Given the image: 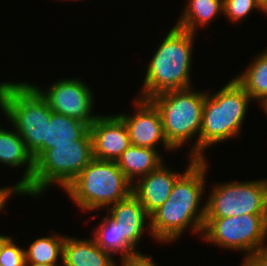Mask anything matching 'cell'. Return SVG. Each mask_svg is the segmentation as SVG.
I'll list each match as a JSON object with an SVG mask.
<instances>
[{"instance_id": "obj_6", "label": "cell", "mask_w": 267, "mask_h": 266, "mask_svg": "<svg viewBox=\"0 0 267 266\" xmlns=\"http://www.w3.org/2000/svg\"><path fill=\"white\" fill-rule=\"evenodd\" d=\"M93 142L90 131L71 145H52L36 161L30 184L24 189L26 196L40 197L52 184L64 189L90 163Z\"/></svg>"}, {"instance_id": "obj_16", "label": "cell", "mask_w": 267, "mask_h": 266, "mask_svg": "<svg viewBox=\"0 0 267 266\" xmlns=\"http://www.w3.org/2000/svg\"><path fill=\"white\" fill-rule=\"evenodd\" d=\"M0 163L17 169L26 165L27 168L17 184L23 189L30 184L34 174L35 161L15 129L6 130L0 126Z\"/></svg>"}, {"instance_id": "obj_19", "label": "cell", "mask_w": 267, "mask_h": 266, "mask_svg": "<svg viewBox=\"0 0 267 266\" xmlns=\"http://www.w3.org/2000/svg\"><path fill=\"white\" fill-rule=\"evenodd\" d=\"M89 131L90 126L85 122L52 111L47 123L44 152L52 145H71L72 141L82 139Z\"/></svg>"}, {"instance_id": "obj_31", "label": "cell", "mask_w": 267, "mask_h": 266, "mask_svg": "<svg viewBox=\"0 0 267 266\" xmlns=\"http://www.w3.org/2000/svg\"><path fill=\"white\" fill-rule=\"evenodd\" d=\"M25 266H58V264H43V263L25 262Z\"/></svg>"}, {"instance_id": "obj_21", "label": "cell", "mask_w": 267, "mask_h": 266, "mask_svg": "<svg viewBox=\"0 0 267 266\" xmlns=\"http://www.w3.org/2000/svg\"><path fill=\"white\" fill-rule=\"evenodd\" d=\"M176 26L196 34L197 28L207 27L215 17L223 14V0H187Z\"/></svg>"}, {"instance_id": "obj_24", "label": "cell", "mask_w": 267, "mask_h": 266, "mask_svg": "<svg viewBox=\"0 0 267 266\" xmlns=\"http://www.w3.org/2000/svg\"><path fill=\"white\" fill-rule=\"evenodd\" d=\"M255 8L264 12L255 0H223V14L232 22H241Z\"/></svg>"}, {"instance_id": "obj_32", "label": "cell", "mask_w": 267, "mask_h": 266, "mask_svg": "<svg viewBox=\"0 0 267 266\" xmlns=\"http://www.w3.org/2000/svg\"><path fill=\"white\" fill-rule=\"evenodd\" d=\"M242 265L241 266H248V264H247V259H243V262L241 263Z\"/></svg>"}, {"instance_id": "obj_8", "label": "cell", "mask_w": 267, "mask_h": 266, "mask_svg": "<svg viewBox=\"0 0 267 266\" xmlns=\"http://www.w3.org/2000/svg\"><path fill=\"white\" fill-rule=\"evenodd\" d=\"M210 191L205 218L267 214V178L217 183Z\"/></svg>"}, {"instance_id": "obj_29", "label": "cell", "mask_w": 267, "mask_h": 266, "mask_svg": "<svg viewBox=\"0 0 267 266\" xmlns=\"http://www.w3.org/2000/svg\"><path fill=\"white\" fill-rule=\"evenodd\" d=\"M256 3L261 7L264 11V14H267V0H255Z\"/></svg>"}, {"instance_id": "obj_15", "label": "cell", "mask_w": 267, "mask_h": 266, "mask_svg": "<svg viewBox=\"0 0 267 266\" xmlns=\"http://www.w3.org/2000/svg\"><path fill=\"white\" fill-rule=\"evenodd\" d=\"M185 172L176 180L168 199L181 204H200L205 194L208 161L196 159L190 155Z\"/></svg>"}, {"instance_id": "obj_25", "label": "cell", "mask_w": 267, "mask_h": 266, "mask_svg": "<svg viewBox=\"0 0 267 266\" xmlns=\"http://www.w3.org/2000/svg\"><path fill=\"white\" fill-rule=\"evenodd\" d=\"M0 264L4 266H25V250L21 246H17L12 236L2 248Z\"/></svg>"}, {"instance_id": "obj_22", "label": "cell", "mask_w": 267, "mask_h": 266, "mask_svg": "<svg viewBox=\"0 0 267 266\" xmlns=\"http://www.w3.org/2000/svg\"><path fill=\"white\" fill-rule=\"evenodd\" d=\"M92 238L104 251L112 255L121 254V259L140 253L124 238H120L118 223H115L108 215L100 221V225L94 230Z\"/></svg>"}, {"instance_id": "obj_12", "label": "cell", "mask_w": 267, "mask_h": 266, "mask_svg": "<svg viewBox=\"0 0 267 266\" xmlns=\"http://www.w3.org/2000/svg\"><path fill=\"white\" fill-rule=\"evenodd\" d=\"M90 133L93 156L99 160L117 161L131 145L127 127L117 114L99 115L90 125Z\"/></svg>"}, {"instance_id": "obj_1", "label": "cell", "mask_w": 267, "mask_h": 266, "mask_svg": "<svg viewBox=\"0 0 267 266\" xmlns=\"http://www.w3.org/2000/svg\"><path fill=\"white\" fill-rule=\"evenodd\" d=\"M0 109L36 161L44 153L52 110L40 92L27 82L0 83Z\"/></svg>"}, {"instance_id": "obj_11", "label": "cell", "mask_w": 267, "mask_h": 266, "mask_svg": "<svg viewBox=\"0 0 267 266\" xmlns=\"http://www.w3.org/2000/svg\"><path fill=\"white\" fill-rule=\"evenodd\" d=\"M136 113L117 114L127 127L131 145L158 150L162 143L166 150L174 151L168 144L163 131L162 119L158 109L149 99H135Z\"/></svg>"}, {"instance_id": "obj_17", "label": "cell", "mask_w": 267, "mask_h": 266, "mask_svg": "<svg viewBox=\"0 0 267 266\" xmlns=\"http://www.w3.org/2000/svg\"><path fill=\"white\" fill-rule=\"evenodd\" d=\"M113 255L98 246L93 238L77 239L66 236L62 266H117Z\"/></svg>"}, {"instance_id": "obj_23", "label": "cell", "mask_w": 267, "mask_h": 266, "mask_svg": "<svg viewBox=\"0 0 267 266\" xmlns=\"http://www.w3.org/2000/svg\"><path fill=\"white\" fill-rule=\"evenodd\" d=\"M66 236L50 235L40 237L29 244V248L25 249V262L43 263V264H59L62 263L63 244Z\"/></svg>"}, {"instance_id": "obj_18", "label": "cell", "mask_w": 267, "mask_h": 266, "mask_svg": "<svg viewBox=\"0 0 267 266\" xmlns=\"http://www.w3.org/2000/svg\"><path fill=\"white\" fill-rule=\"evenodd\" d=\"M162 157L155 149L130 145L123 151L116 163L133 184L135 180L151 173L164 163Z\"/></svg>"}, {"instance_id": "obj_28", "label": "cell", "mask_w": 267, "mask_h": 266, "mask_svg": "<svg viewBox=\"0 0 267 266\" xmlns=\"http://www.w3.org/2000/svg\"><path fill=\"white\" fill-rule=\"evenodd\" d=\"M248 266H267V244L255 251L248 259Z\"/></svg>"}, {"instance_id": "obj_33", "label": "cell", "mask_w": 267, "mask_h": 266, "mask_svg": "<svg viewBox=\"0 0 267 266\" xmlns=\"http://www.w3.org/2000/svg\"><path fill=\"white\" fill-rule=\"evenodd\" d=\"M262 110L267 114V103L262 107Z\"/></svg>"}, {"instance_id": "obj_27", "label": "cell", "mask_w": 267, "mask_h": 266, "mask_svg": "<svg viewBox=\"0 0 267 266\" xmlns=\"http://www.w3.org/2000/svg\"><path fill=\"white\" fill-rule=\"evenodd\" d=\"M21 195L25 196L24 189L19 185L15 184L13 187L12 186H5L0 189V212L5 208L7 204V200H9L12 195Z\"/></svg>"}, {"instance_id": "obj_9", "label": "cell", "mask_w": 267, "mask_h": 266, "mask_svg": "<svg viewBox=\"0 0 267 266\" xmlns=\"http://www.w3.org/2000/svg\"><path fill=\"white\" fill-rule=\"evenodd\" d=\"M181 204L167 199L161 207L150 215L147 231L159 243L173 242L179 239L185 229L202 234L206 204ZM200 206V207H199Z\"/></svg>"}, {"instance_id": "obj_10", "label": "cell", "mask_w": 267, "mask_h": 266, "mask_svg": "<svg viewBox=\"0 0 267 266\" xmlns=\"http://www.w3.org/2000/svg\"><path fill=\"white\" fill-rule=\"evenodd\" d=\"M47 100L53 112L75 118L89 126L99 115H94V94L79 78L61 79L53 82L48 90L33 85Z\"/></svg>"}, {"instance_id": "obj_20", "label": "cell", "mask_w": 267, "mask_h": 266, "mask_svg": "<svg viewBox=\"0 0 267 266\" xmlns=\"http://www.w3.org/2000/svg\"><path fill=\"white\" fill-rule=\"evenodd\" d=\"M234 79L263 107L267 103V49L259 52L252 63Z\"/></svg>"}, {"instance_id": "obj_7", "label": "cell", "mask_w": 267, "mask_h": 266, "mask_svg": "<svg viewBox=\"0 0 267 266\" xmlns=\"http://www.w3.org/2000/svg\"><path fill=\"white\" fill-rule=\"evenodd\" d=\"M205 242L228 250L244 252L248 259L267 239V214H244L225 218H205L202 229Z\"/></svg>"}, {"instance_id": "obj_5", "label": "cell", "mask_w": 267, "mask_h": 266, "mask_svg": "<svg viewBox=\"0 0 267 266\" xmlns=\"http://www.w3.org/2000/svg\"><path fill=\"white\" fill-rule=\"evenodd\" d=\"M64 190L80 210L89 213L127 198L132 183L116 161L93 158Z\"/></svg>"}, {"instance_id": "obj_2", "label": "cell", "mask_w": 267, "mask_h": 266, "mask_svg": "<svg viewBox=\"0 0 267 266\" xmlns=\"http://www.w3.org/2000/svg\"><path fill=\"white\" fill-rule=\"evenodd\" d=\"M195 36L176 25L170 28L147 65L138 98L149 99L161 92L192 87L190 70Z\"/></svg>"}, {"instance_id": "obj_13", "label": "cell", "mask_w": 267, "mask_h": 266, "mask_svg": "<svg viewBox=\"0 0 267 266\" xmlns=\"http://www.w3.org/2000/svg\"><path fill=\"white\" fill-rule=\"evenodd\" d=\"M184 172H175L162 163L157 169L132 184V194L151 215L168 199L174 183Z\"/></svg>"}, {"instance_id": "obj_14", "label": "cell", "mask_w": 267, "mask_h": 266, "mask_svg": "<svg viewBox=\"0 0 267 266\" xmlns=\"http://www.w3.org/2000/svg\"><path fill=\"white\" fill-rule=\"evenodd\" d=\"M108 216L118 223L120 238H124L136 251L143 233L146 231L150 215L131 193L127 198L106 209Z\"/></svg>"}, {"instance_id": "obj_30", "label": "cell", "mask_w": 267, "mask_h": 266, "mask_svg": "<svg viewBox=\"0 0 267 266\" xmlns=\"http://www.w3.org/2000/svg\"><path fill=\"white\" fill-rule=\"evenodd\" d=\"M10 236H6V235H0V253L2 251L3 246L5 245V243L10 239Z\"/></svg>"}, {"instance_id": "obj_3", "label": "cell", "mask_w": 267, "mask_h": 266, "mask_svg": "<svg viewBox=\"0 0 267 266\" xmlns=\"http://www.w3.org/2000/svg\"><path fill=\"white\" fill-rule=\"evenodd\" d=\"M250 95L233 78L215 94L205 90L202 125L199 135V159L208 147L240 135L250 102Z\"/></svg>"}, {"instance_id": "obj_4", "label": "cell", "mask_w": 267, "mask_h": 266, "mask_svg": "<svg viewBox=\"0 0 267 266\" xmlns=\"http://www.w3.org/2000/svg\"><path fill=\"white\" fill-rule=\"evenodd\" d=\"M149 100L161 115L164 136L168 144L176 151L197 136L196 143L191 146L188 154L199 159V135L205 91L195 92L192 87L169 90L158 93Z\"/></svg>"}, {"instance_id": "obj_26", "label": "cell", "mask_w": 267, "mask_h": 266, "mask_svg": "<svg viewBox=\"0 0 267 266\" xmlns=\"http://www.w3.org/2000/svg\"><path fill=\"white\" fill-rule=\"evenodd\" d=\"M120 260L121 266H156L151 255H143L141 252Z\"/></svg>"}]
</instances>
